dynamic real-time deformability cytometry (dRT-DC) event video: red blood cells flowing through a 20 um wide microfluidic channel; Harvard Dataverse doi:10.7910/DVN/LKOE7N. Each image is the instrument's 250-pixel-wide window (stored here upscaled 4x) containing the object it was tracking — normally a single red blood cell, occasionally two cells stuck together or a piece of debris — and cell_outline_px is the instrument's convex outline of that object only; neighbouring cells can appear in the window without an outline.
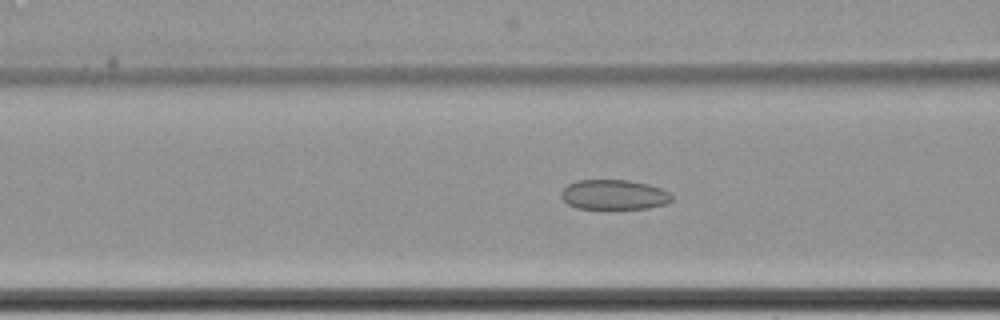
{"species": "common noctule bat (a hibernating species)", "species_latin": "Nyctalus noctula", "temperature_condition": "cold", "stored_images_in_passage": 67, "camera_frame_rate_fps": 3000, "um_per_image_px": 0.085, "animal": {"sex": "female", "body_mass_g": 22.7, "forearm_length_mm": 54.2}, "frame": {"image": 1, "passage_image": 31, "time_ms": 10.0, "image_size_px": [1000, 320], "cell_outline_px": [[672, 200], [668, 204], [648, 208], [576, 208], [568, 204], [560, 196], [560, 192], [568, 184], [576, 180], [628, 180], [648, 184], [660, 188], [668, 192], [672, 196]], "centroid_in_image_um": [52.18, 16.54], "position_along_channel_um": 114.4, "area_um2": 19.25}}
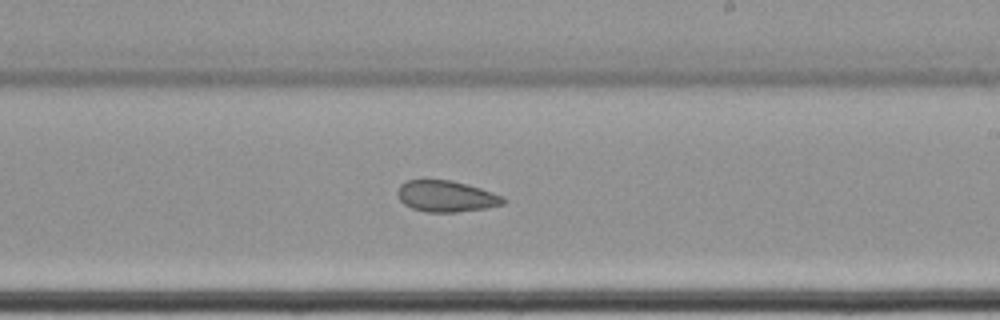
{"frame": {"image": 2, "passage_image": 43, "time_ms": 14.0, "image_size_px": [1000, 320], "cell_outline_px": [[504, 204], [484, 208], [456, 212], [424, 212], [412, 208], [404, 204], [396, 196], [396, 192], [400, 184], [408, 180], [452, 180], [480, 188], [504, 196]], "centroid_in_image_um": [37.88, 16.68], "position_along_channel_um": 251.1, "area_um2": 19.25}}
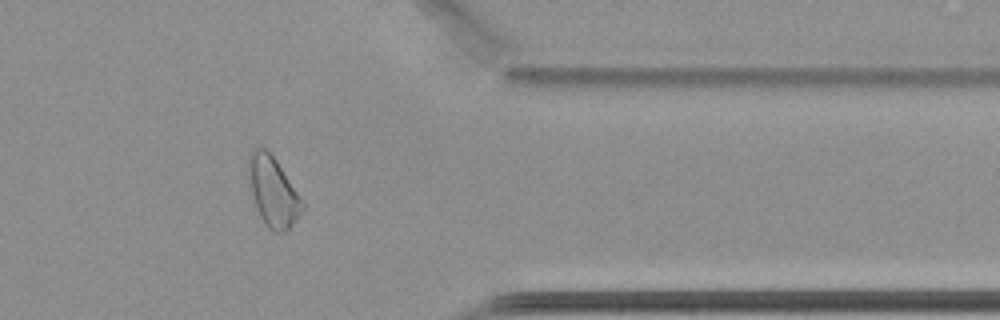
{"frame": {"image": 3, "passage_image": 56, "time_ms": 18.333, "image_size_px": [1000, 320], "cell_outline_px": [[304, 208], [296, 220], [284, 232], [272, 232], [264, 224], [256, 208], [252, 192], [248, 172], [248, 156], [256, 148], [264, 148], [276, 160], [304, 204]], "centroid_in_image_um": [23.19, 16.32], "position_along_channel_um": 388.2, "area_um2": 21.27}, "authors_computed_cell_mechanics": {"area_um2": 22.5998, "velocity_mm_per_s": 3.4213, "shape_relaxation_time_tau1_ms": null, "shape_relaxation_time_tau2_ms": 9.757, "deformation_change_tau1": null, "deformation_change_tau2": 0.139}}